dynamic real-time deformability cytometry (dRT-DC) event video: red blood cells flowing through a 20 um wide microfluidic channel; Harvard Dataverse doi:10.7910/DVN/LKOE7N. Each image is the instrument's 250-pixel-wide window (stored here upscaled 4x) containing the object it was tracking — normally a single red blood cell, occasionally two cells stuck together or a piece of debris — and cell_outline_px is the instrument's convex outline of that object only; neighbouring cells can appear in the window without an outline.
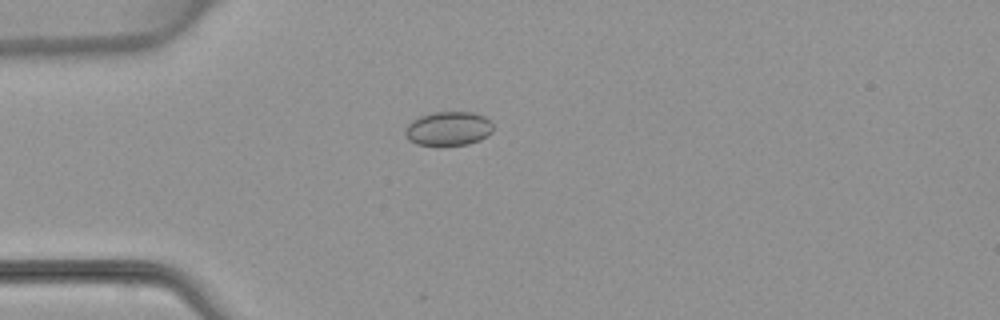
{"species": "common noctule bat (a hibernating species)", "species_latin": "Nyctalus noctula", "temperature_condition": "warm", "stored_images_in_passage": 4, "camera_frame_rate_fps": 3000, "um_per_image_px": 0.085, "animal": {"sex": "female", "body_mass_g": 22.7, "forearm_length_mm": 54.2}, "frame": {"image": 1, "passage_image": 4, "time_ms": 3.333, "image_size_px": [1000, 320], "cell_outline_px": [[492, 132], [488, 136], [480, 140], [468, 144], [416, 144], [408, 140], [404, 132], [404, 128], [412, 120], [420, 116], [432, 112], [472, 112], [484, 116], [492, 124]], "centroid_in_image_um": [38.1, 10.92], "position_along_channel_um": 46.9, "area_um2": 17.34}}